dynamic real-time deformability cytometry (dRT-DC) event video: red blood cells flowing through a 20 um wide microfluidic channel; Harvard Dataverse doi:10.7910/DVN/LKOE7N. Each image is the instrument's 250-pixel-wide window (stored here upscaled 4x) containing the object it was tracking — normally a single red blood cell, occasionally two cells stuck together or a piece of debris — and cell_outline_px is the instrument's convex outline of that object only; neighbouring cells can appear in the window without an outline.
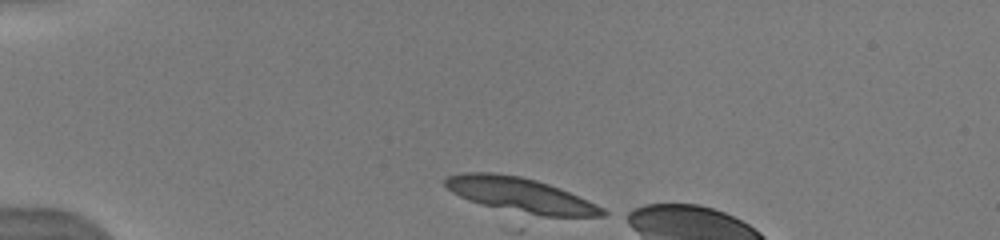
{"species": "human", "species_latin": "Homo sapiens", "temperature_condition": "warm", "stored_images_in_passage": 10, "camera_frame_rate_fps": 3000, "um_per_image_px": 0.085, "donor": {"sex": "male"}, "frame": {"image": 1, "passage_image": 1, "time_ms": 0.0, "image_size_px": [1000, 240], "cell_outline_px": [[612, 212], [604, 216], [544, 216], [480, 204], [468, 200], [452, 192], [444, 184], [444, 180], [448, 176], [460, 172], [496, 172], [520, 176], [536, 180], [560, 188], [588, 200]], "centroid_in_image_um": [44.25, 16.56], "position_along_channel_um": 40.7, "area_um2": 31.56}}
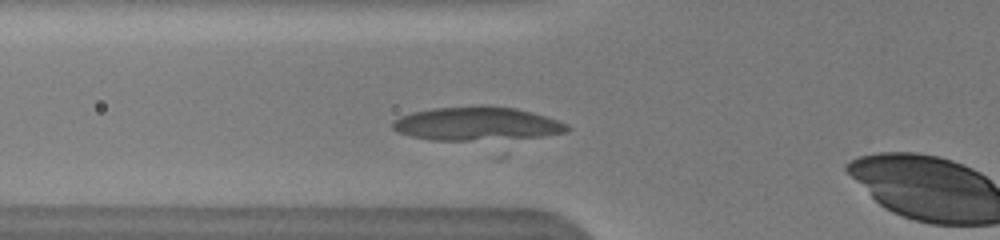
{"frame": {"image": 2, "passage_image": 9, "time_ms": 2.333, "image_size_px": [1000, 240], "cell_outline_px": [[572, 128], [568, 132], [544, 136], [516, 140], [432, 140], [412, 136], [400, 132], [392, 128], [392, 120], [400, 116], [412, 112], [432, 108], [480, 104], [484, 104], [516, 108], [532, 112], [568, 124]], "centroid_in_image_um": [40.59, 10.51], "position_along_channel_um": 85.2, "area_um2": 35.03}}